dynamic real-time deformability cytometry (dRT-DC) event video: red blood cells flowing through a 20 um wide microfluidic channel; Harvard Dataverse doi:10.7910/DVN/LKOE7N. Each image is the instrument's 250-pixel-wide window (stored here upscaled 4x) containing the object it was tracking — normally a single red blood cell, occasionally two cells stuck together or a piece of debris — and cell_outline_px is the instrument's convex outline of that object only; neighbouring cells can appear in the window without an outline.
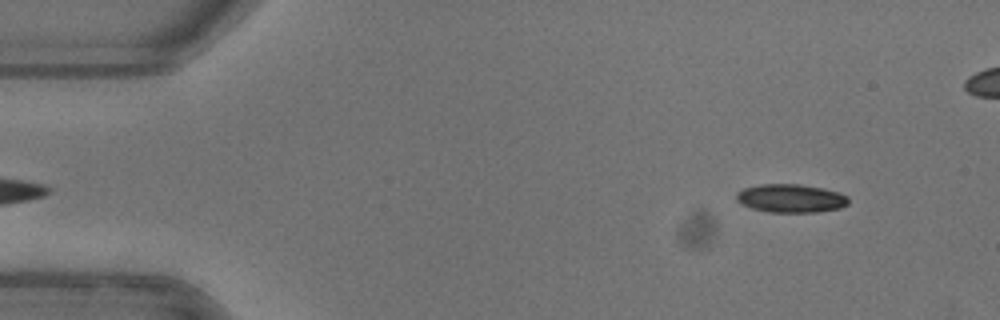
{"species": "common noctule bat (a hibernating species)", "species_latin": "Nyctalus noctula", "temperature_condition": "warm", "stored_images_in_passage": 45, "camera_frame_rate_fps": 3000, "um_per_image_px": 0.085, "animal": {"sex": "female"}, "frame": {"image": 1, "passage_image": 2, "time_ms": 0.333, "image_size_px": [1000, 320], "cell_outline_px": [[848, 204], [840, 208], [816, 212], [768, 212], [752, 208], [740, 204], [736, 200], [736, 192], [744, 188], [760, 184], [796, 184], [824, 188], [848, 196]], "centroid_in_image_um": [67.19, 16.86], "position_along_channel_um": 17.8, "area_um2": 18.55}}
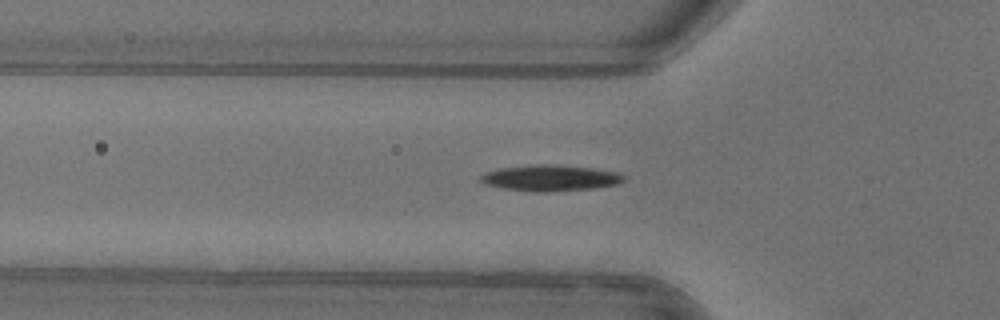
{"frame": {"image": 2, "passage_image": 14, "time_ms": 4.333, "image_size_px": [1000, 320], "cell_outline_px": [[624, 180], [616, 184], [592, 188], [552, 192], [536, 192], [504, 188], [488, 184], [480, 180], [480, 176], [484, 172], [500, 168], [552, 164], [592, 168], [616, 172], [624, 176]], "centroid_in_image_um": [46.78, 15.13], "position_along_channel_um": 79.0, "area_um2": 21.27}, "authors_computed_cell_mechanics": {"area_um2": 19.941, "velocity_mm_per_s": 3.9868, "shape_relaxation_time_tau1_ms": 3.2883, "shape_relaxation_time_tau2_ms": null, "deformation_change_tau1": 0.1492, "deformation_change_tau2": null}}